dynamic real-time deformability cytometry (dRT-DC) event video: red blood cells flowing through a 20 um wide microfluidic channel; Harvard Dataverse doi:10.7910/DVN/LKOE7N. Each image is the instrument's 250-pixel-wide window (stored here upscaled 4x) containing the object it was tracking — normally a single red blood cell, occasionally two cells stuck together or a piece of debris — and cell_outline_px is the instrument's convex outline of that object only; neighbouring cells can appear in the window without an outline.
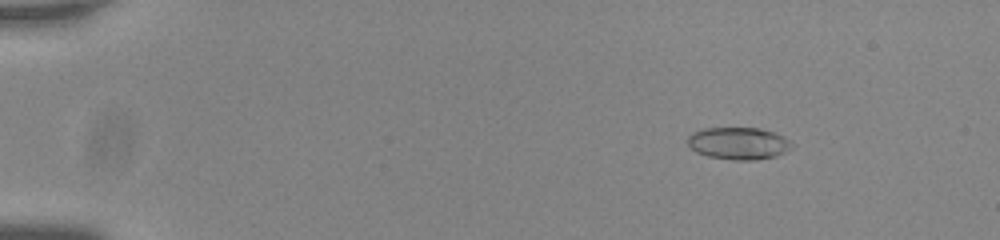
{"species": "common noctule bat (a hibernating species)", "species_latin": "Nyctalus noctula", "temperature_condition": "room temperature", "stored_images_in_passage": 56, "camera_frame_rate_fps": 3000, "um_per_image_px": 0.085, "animal": {"sex": "male", "body_mass_g": 20.0, "forearm_length_mm": 53.3}, "frame": {"image": 1, "passage_image": 8, "time_ms": 2.333, "image_size_px": [1000, 240], "cell_outline_px": [[792, 148], [776, 156], [756, 160], [732, 160], [708, 156], [696, 152], [688, 144], [688, 136], [692, 132], [704, 128], [760, 128], [776, 132], [784, 136], [792, 144]], "centroid_in_image_um": [62.78, 12.18], "position_along_channel_um": 22.2, "area_um2": 19.65}}
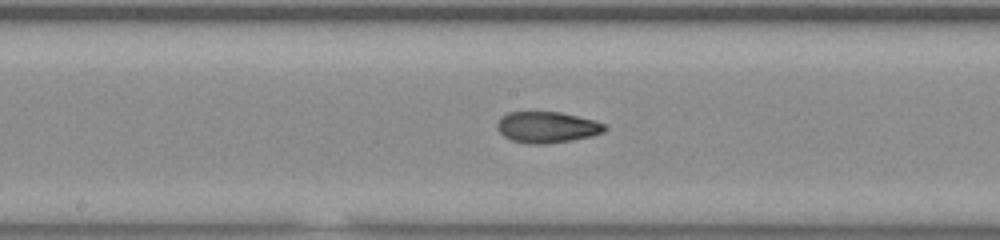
{"frame": {"image": 2, "passage_image": 31, "time_ms": 10.0, "image_size_px": [1000, 240], "cell_outline_px": [[608, 128], [604, 132], [592, 136], [572, 140], [548, 144], [528, 144], [512, 140], [504, 136], [496, 128], [496, 124], [508, 112], [560, 112], [592, 120], [604, 124]], "centroid_in_image_um": [46.5, 10.83], "position_along_channel_um": 201.7, "area_um2": 19.42}}
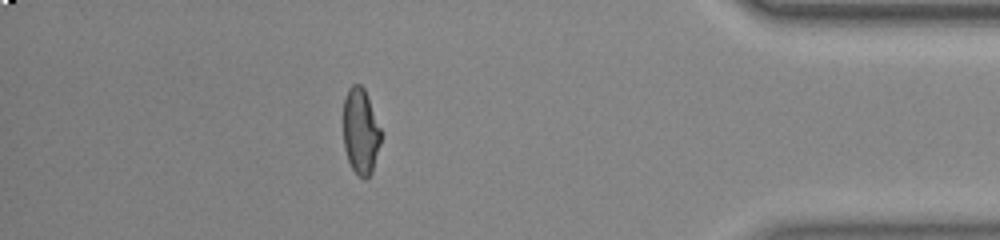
{"frame": {"image": 3, "passage_image": 50, "time_ms": 16.333, "image_size_px": [1000, 240], "cell_outline_px": [[380, 144], [372, 172], [364, 180], [352, 168], [348, 160], [344, 148], [344, 100], [348, 88], [352, 84], [360, 84], [364, 88], [380, 128]], "centroid_in_image_um": [30.64, 11.16], "position_along_channel_um": 404.6, "area_um2": 18.55}, "authors_computed_cell_mechanics": {"area_um2": 19.652, "velocity_mm_per_s": 3.7594, "shape_relaxation_time_tau1_ms": 6.7967, "shape_relaxation_time_tau2_ms": 1.7297, "deformation_change_tau1": 0.2109, "deformation_change_tau2": 0.0675}}